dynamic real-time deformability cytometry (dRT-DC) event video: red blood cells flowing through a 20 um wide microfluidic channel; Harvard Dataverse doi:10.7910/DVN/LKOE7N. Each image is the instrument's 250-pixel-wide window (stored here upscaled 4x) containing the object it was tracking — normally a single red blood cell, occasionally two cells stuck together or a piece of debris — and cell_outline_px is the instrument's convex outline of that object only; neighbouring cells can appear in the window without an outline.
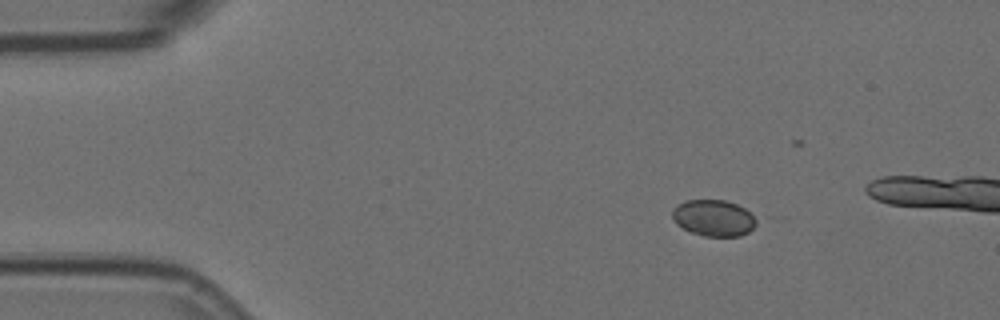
{"species": "Egyptian fruit bat (a non-hibernating species)", "species_latin": "Rousettus aegyptiacus", "temperature_condition": "room temperature", "stored_images_in_passage": 5, "camera_frame_rate_fps": 3000, "um_per_image_px": 0.085, "animal": {"sex": "female"}, "frame": {"image": 1, "passage_image": 3, "time_ms": 0.667, "image_size_px": [1000, 320], "cell_outline_px": [[756, 224], [748, 232], [740, 236], [704, 236], [692, 232], [676, 224], [672, 216], [672, 208], [676, 204], [684, 200], [724, 200], [736, 204], [744, 208], [756, 220]], "centroid_in_image_um": [60.61, 18.52], "position_along_channel_um": 24.4, "area_um2": 17.69}}